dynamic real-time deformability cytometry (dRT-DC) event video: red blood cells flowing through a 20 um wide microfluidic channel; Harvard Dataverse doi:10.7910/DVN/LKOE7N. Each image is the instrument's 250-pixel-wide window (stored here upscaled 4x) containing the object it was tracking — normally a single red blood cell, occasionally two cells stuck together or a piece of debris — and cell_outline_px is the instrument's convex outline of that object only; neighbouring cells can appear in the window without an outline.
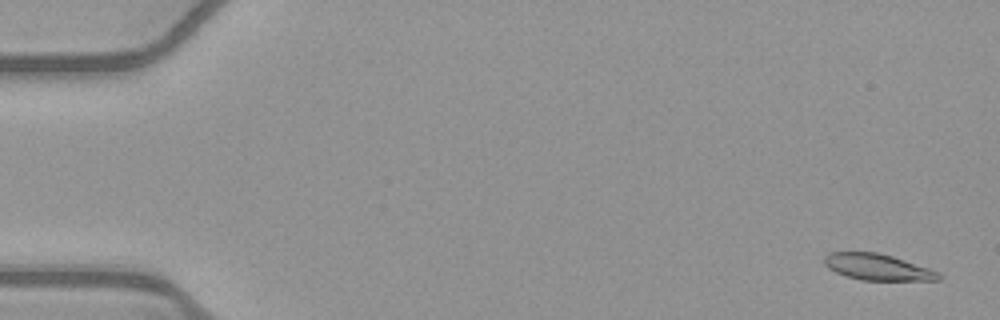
{"species": "common noctule bat (a hibernating species)", "species_latin": "Nyctalus noctula", "temperature_condition": "warm", "stored_images_in_passage": 21, "camera_frame_rate_fps": 3000, "um_per_image_px": 0.085, "animal": {"sex": "female", "body_mass_g": 21.9}, "frame": {"image": 1, "passage_image": 2, "time_ms": 0.333, "image_size_px": [1000, 320], "cell_outline_px": [[940, 280], [860, 280], [844, 276], [828, 268], [824, 264], [824, 256], [828, 252], [876, 252], [892, 256], [940, 272]], "centroid_in_image_um": [74.54, 22.7], "position_along_channel_um": 10.5, "area_um2": 17.46}}
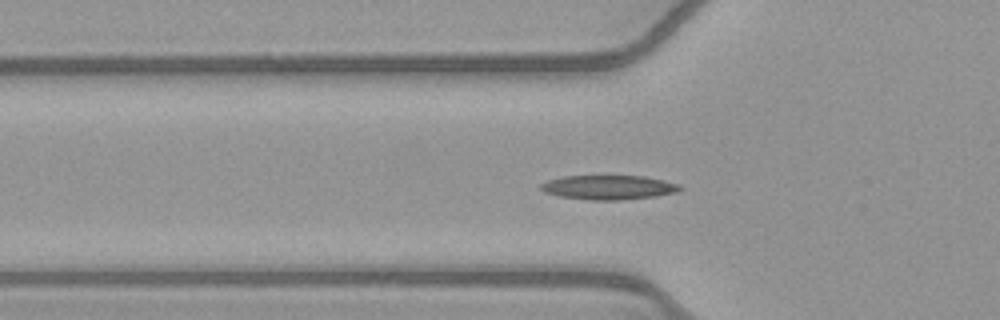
{"frame": {"image": 2, "passage_image": 18, "time_ms": 5.667, "image_size_px": [1000, 320], "cell_outline_px": [[684, 188], [676, 192], [656, 196], [620, 200], [588, 200], [560, 196], [544, 192], [540, 188], [540, 184], [548, 180], [564, 176], [644, 176], [664, 180], [680, 184]], "centroid_in_image_um": [51.75, 15.92], "position_along_channel_um": 74.0, "area_um2": 19.77}}